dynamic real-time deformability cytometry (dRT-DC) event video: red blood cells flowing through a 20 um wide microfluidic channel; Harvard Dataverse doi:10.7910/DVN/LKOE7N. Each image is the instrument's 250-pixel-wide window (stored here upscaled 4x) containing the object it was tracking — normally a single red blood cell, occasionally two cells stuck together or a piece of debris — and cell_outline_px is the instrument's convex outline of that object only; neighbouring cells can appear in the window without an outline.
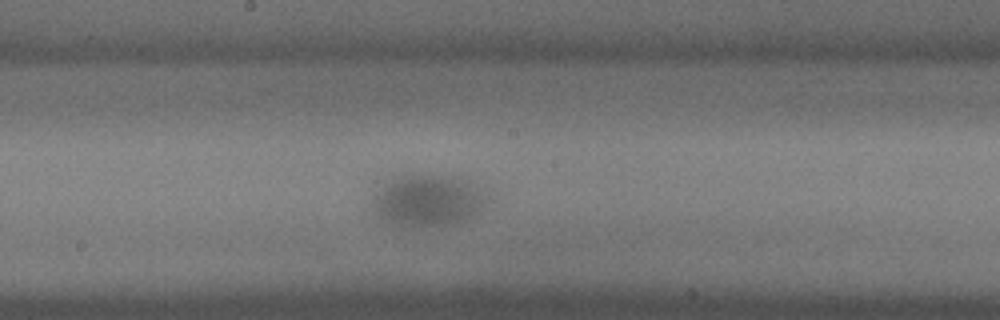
{"species": "common noctule bat (a hibernating species)", "species_latin": "Nyctalus noctula", "temperature_condition": "cold", "stored_images_in_passage": 31, "camera_frame_rate_fps": 3000, "um_per_image_px": 0.085, "animal": {"sex": "male", "body_mass_g": 18.8}, "frame": {"image": 1, "passage_image": 5, "time_ms": 1.333, "image_size_px": [1000, 320], "cell_outline_px": [[480, 212], [464, 224], [444, 228], [392, 228], [384, 224], [372, 216], [372, 212], [376, 196], [392, 184], [404, 180], [436, 180], [452, 184], [468, 192], [480, 200]], "centroid_in_image_um": [36.1, 17.44], "position_along_channel_um": 212.1, "area_um2": 30.63}}
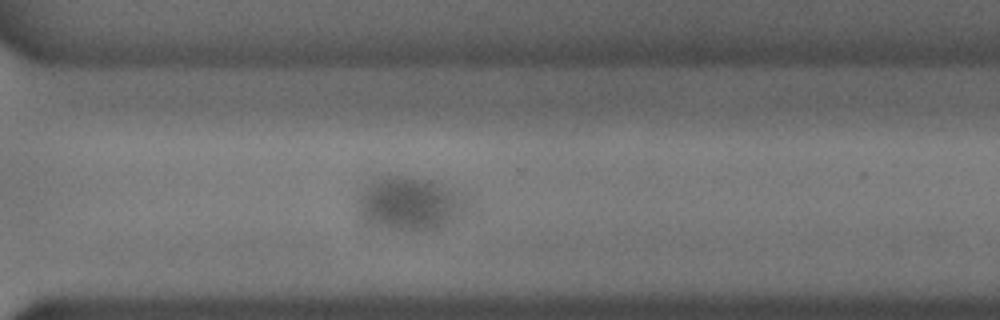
{"frame": {"image": 2, "passage_image": 15, "time_ms": 4.667, "image_size_px": [1000, 320], "cell_outline_px": [[460, 216], [440, 232], [388, 232], [368, 228], [360, 220], [360, 204], [364, 196], [376, 184], [384, 180], [408, 180], [432, 184], [448, 192], [460, 208]], "centroid_in_image_um": [34.68, 17.63], "position_along_channel_um": 335.9, "area_um2": 31.1}}
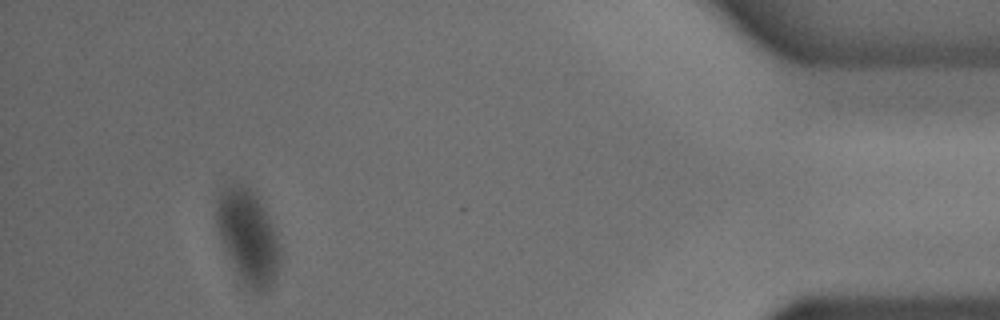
{"frame": {"image": 3, "passage_image": 26, "time_ms": 8.333, "image_size_px": [1000, 320], "cell_outline_px": [[280, 256], [276, 272], [268, 292], [252, 292], [240, 280], [216, 232], [216, 200], [220, 192], [224, 188], [232, 184], [244, 184], [256, 192], [264, 204], [276, 228], [280, 244]], "centroid_in_image_um": [21.08, 20.08], "position_along_channel_um": 414.1, "area_um2": 35.72}}